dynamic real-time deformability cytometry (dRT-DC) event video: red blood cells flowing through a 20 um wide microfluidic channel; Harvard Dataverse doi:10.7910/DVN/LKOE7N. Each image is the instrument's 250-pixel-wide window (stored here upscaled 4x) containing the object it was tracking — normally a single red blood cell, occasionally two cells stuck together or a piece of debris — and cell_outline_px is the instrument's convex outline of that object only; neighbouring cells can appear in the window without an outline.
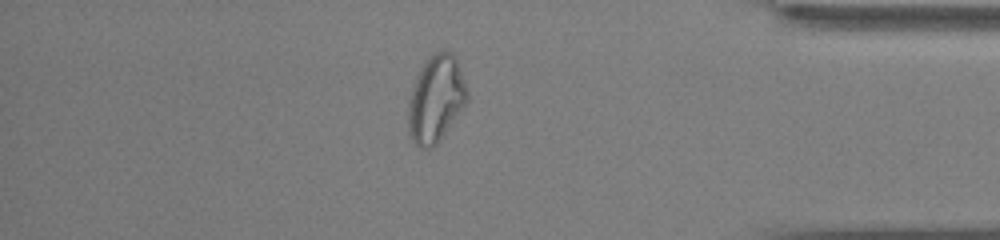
{"species": "common noctule bat (a hibernating species)", "species_latin": "Nyctalus noctula", "temperature_condition": "cold", "stored_images_in_passage": 59, "camera_frame_rate_fps": 3000, "um_per_image_px": 0.085, "animal": {"sex": "male", "body_mass_g": 13.0, "forearm_length_mm": 53.1}, "frame": {"image": 1, "passage_image": 51, "time_ms": 16.667, "image_size_px": [1000, 240], "cell_outline_px": [[468, 100], [464, 108], [436, 144], [432, 148], [420, 148], [412, 140], [408, 132], [408, 100], [416, 76], [424, 60], [432, 52], [444, 48], [452, 52], [456, 56], [468, 92]], "centroid_in_image_um": [37.05, 8.35], "position_along_channel_um": 398.2, "area_um2": 30.35}, "authors_computed_cell_mechanics": {"area_um2": 26.9348, "velocity_mm_per_s": 3.5814, "shape_relaxation_time_tau1_ms": null, "shape_relaxation_time_tau2_ms": 2.5038, "deformation_change_tau1": null, "deformation_change_tau2": 0.0938}}